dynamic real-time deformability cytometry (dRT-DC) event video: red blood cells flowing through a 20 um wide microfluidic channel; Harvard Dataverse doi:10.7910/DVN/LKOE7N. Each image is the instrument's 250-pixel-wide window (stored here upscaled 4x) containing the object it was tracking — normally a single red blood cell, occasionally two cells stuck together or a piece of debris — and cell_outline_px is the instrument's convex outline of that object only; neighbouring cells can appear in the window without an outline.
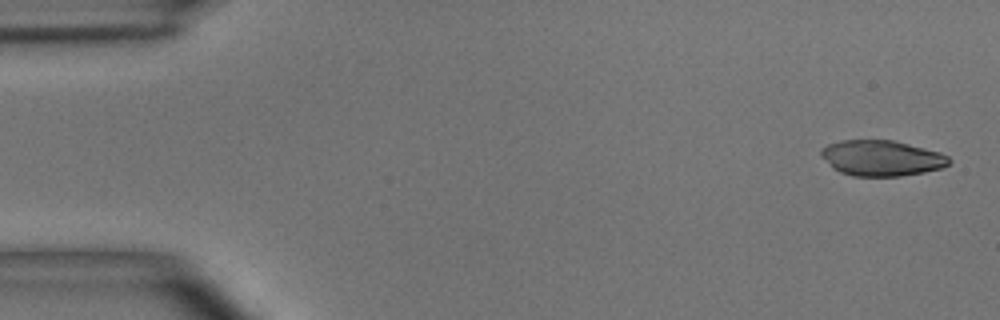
{"species": "common noctule bat (a hibernating species)", "species_latin": "Nyctalus noctula", "temperature_condition": "room temperature", "stored_images_in_passage": 16, "camera_frame_rate_fps": 3000, "um_per_image_px": 0.085, "animal": {"sex": "male", "body_mass_g": 15.6}, "frame": {"image": 1, "passage_image": 1, "time_ms": 0.0, "image_size_px": [1000, 320], "cell_outline_px": [[952, 160], [948, 164], [940, 168], [924, 172], [900, 176], [852, 176], [840, 172], [832, 168], [820, 156], [820, 148], [828, 144], [840, 140], [892, 140], [940, 152], [948, 156]], "centroid_in_image_um": [74.89, 13.44], "position_along_channel_um": 10.1, "area_um2": 26.65}}
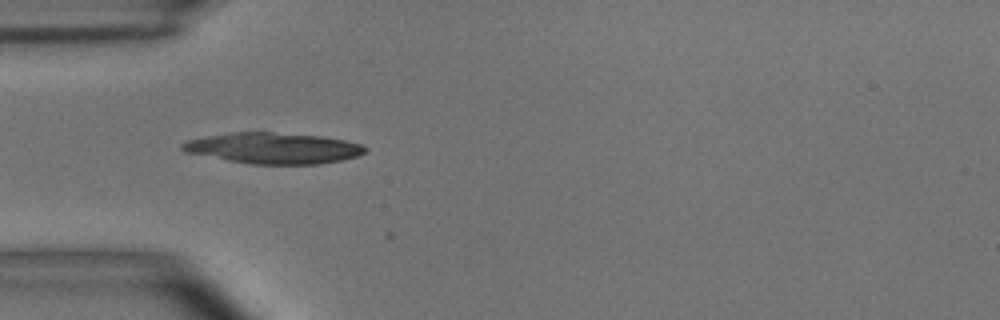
{"frame": {"image": 2, "passage_image": 15, "time_ms": 4.667, "image_size_px": [1000, 320], "cell_outline_px": [[368, 148], [364, 152], [356, 156], [340, 160], [320, 164], [248, 164], [184, 152], [180, 148], [180, 144], [188, 140], [204, 136], [232, 132], [272, 132], [320, 136], [344, 140], [364, 144]], "centroid_in_image_um": [23.2, 12.59], "position_along_channel_um": 61.8, "area_um2": 33.06}}